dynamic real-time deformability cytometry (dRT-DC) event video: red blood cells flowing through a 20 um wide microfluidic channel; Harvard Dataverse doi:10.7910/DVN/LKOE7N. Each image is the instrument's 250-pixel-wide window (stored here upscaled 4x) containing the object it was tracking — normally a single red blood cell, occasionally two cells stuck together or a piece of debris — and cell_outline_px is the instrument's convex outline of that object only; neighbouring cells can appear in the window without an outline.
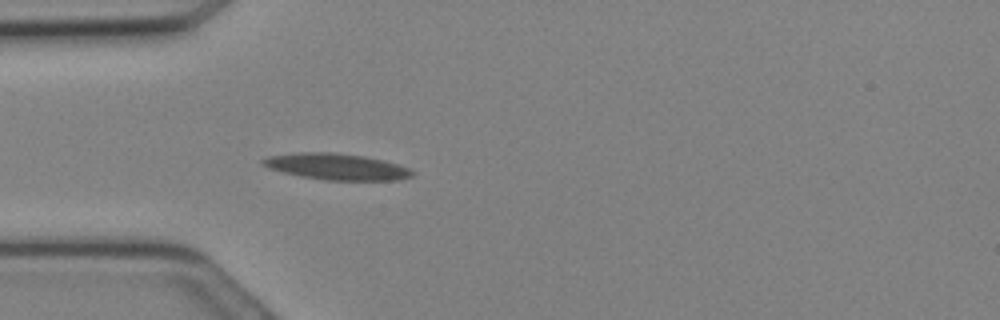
{"species": "Egyptian fruit bat (a non-hibernating species)", "species_latin": "Rousettus aegyptiacus", "temperature_condition": "cold", "stored_images_in_passage": 10, "camera_frame_rate_fps": 3000, "um_per_image_px": 0.085, "animal": {"sex": "female"}, "frame": {"image": 1, "passage_image": 6, "time_ms": 1.667, "image_size_px": [1000, 320], "cell_outline_px": [[416, 172], [412, 176], [396, 180], [328, 180], [300, 176], [268, 168], [260, 164], [260, 160], [268, 156], [296, 152], [332, 152], [364, 156], [384, 160], [408, 168]], "centroid_in_image_um": [28.57, 14.15], "position_along_channel_um": 56.4, "area_um2": 22.89}}
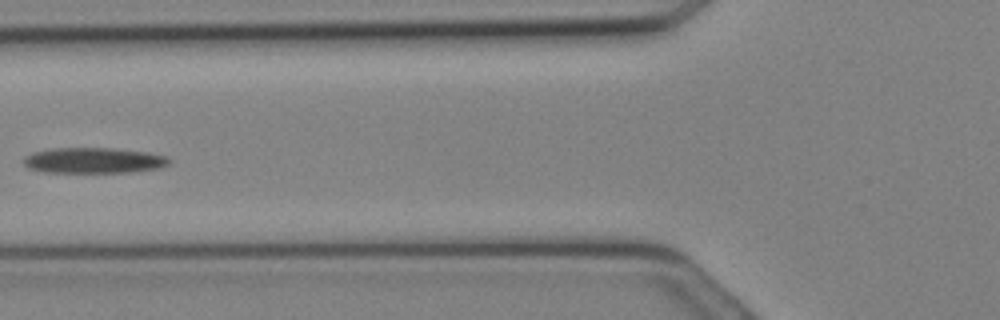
{"frame": {"image": 2, "passage_image": 9, "time_ms": 2.667, "image_size_px": [1000, 320], "cell_outline_px": [[172, 160], [164, 168], [132, 172], [44, 172], [28, 168], [24, 164], [24, 156], [32, 152], [52, 148], [112, 148], [148, 152], [168, 156]], "centroid_in_image_um": [8.01, 13.63], "position_along_channel_um": 117.8, "area_um2": 22.02}}